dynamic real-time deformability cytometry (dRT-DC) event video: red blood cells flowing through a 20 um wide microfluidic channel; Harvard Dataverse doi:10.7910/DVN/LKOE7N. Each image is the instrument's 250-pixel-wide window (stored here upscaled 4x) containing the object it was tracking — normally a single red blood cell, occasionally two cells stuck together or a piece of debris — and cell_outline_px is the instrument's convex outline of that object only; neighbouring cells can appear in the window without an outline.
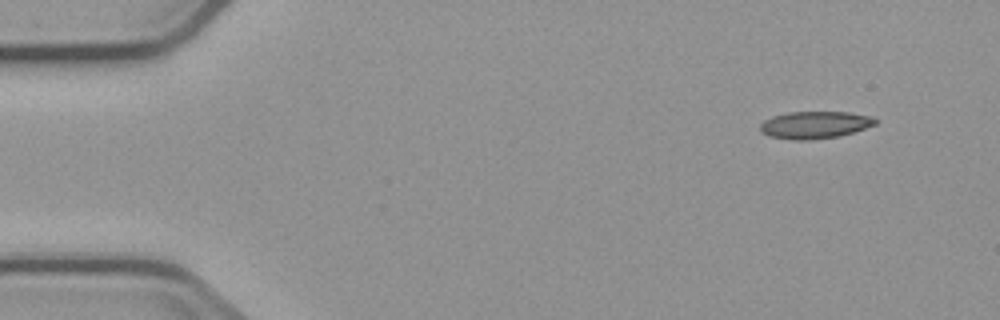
{"species": "common noctule bat (a hibernating species)", "species_latin": "Nyctalus noctula", "temperature_condition": "cold", "stored_images_in_passage": 4, "camera_frame_rate_fps": 3000, "um_per_image_px": 0.085, "animal": {"sex": "male", "body_mass_g": 23.1, "forearm_length_mm": 52.7}, "frame": {"image": 1, "passage_image": 1, "time_ms": 0.0, "image_size_px": [1000, 320], "cell_outline_px": [[876, 124], [852, 132], [836, 136], [808, 140], [792, 140], [768, 136], [760, 132], [760, 124], [764, 120], [772, 116], [788, 112], [848, 112], [868, 116], [876, 120]], "centroid_in_image_um": [69.18, 10.61], "position_along_channel_um": 15.8, "area_um2": 18.09}}
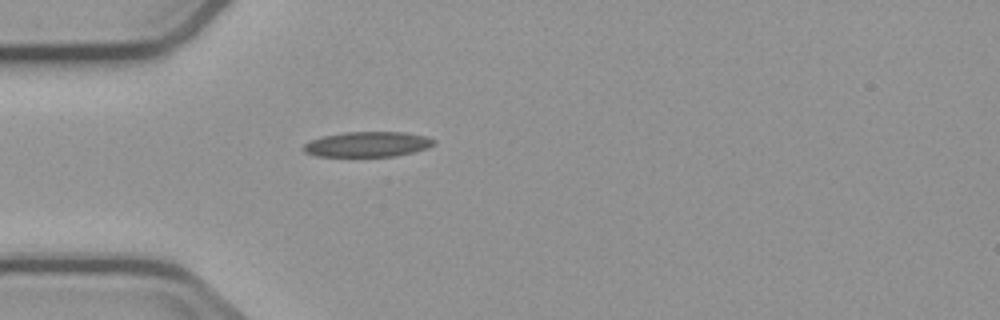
{"frame": {"image": 2, "passage_image": 4, "time_ms": 3.667, "image_size_px": [1000, 320], "cell_outline_px": [[436, 144], [428, 148], [396, 156], [316, 156], [304, 152], [304, 144], [312, 140], [324, 136], [344, 132], [404, 132], [424, 136], [436, 140]], "centroid_in_image_um": [31.27, 12.26], "position_along_channel_um": 53.7, "area_um2": 19.02}}